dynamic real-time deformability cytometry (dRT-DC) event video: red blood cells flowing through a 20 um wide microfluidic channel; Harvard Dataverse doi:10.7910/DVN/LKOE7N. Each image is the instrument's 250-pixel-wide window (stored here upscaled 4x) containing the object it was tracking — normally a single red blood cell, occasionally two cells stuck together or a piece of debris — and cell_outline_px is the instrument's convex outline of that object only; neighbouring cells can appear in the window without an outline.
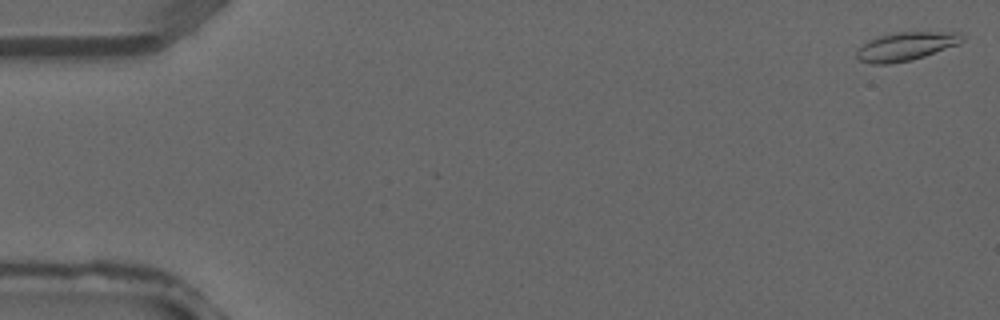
{"species": "common noctule bat (a hibernating species)", "species_latin": "Nyctalus noctula", "temperature_condition": "warm", "stored_images_in_passage": 5, "camera_frame_rate_fps": 3000, "um_per_image_px": 0.085, "animal": {"sex": "male", "forearm_length_mm": 52.5}, "frame": {"image": 1, "passage_image": 1, "time_ms": 0.0, "image_size_px": [1000, 320], "cell_outline_px": [[964, 40], [960, 44], [912, 60], [888, 64], [872, 64], [860, 60], [856, 56], [856, 52], [868, 40], [880, 36], [896, 32], [960, 32], [964, 36]], "centroid_in_image_um": [77.04, 3.94], "position_along_channel_um": 8.0, "area_um2": 17.46}}